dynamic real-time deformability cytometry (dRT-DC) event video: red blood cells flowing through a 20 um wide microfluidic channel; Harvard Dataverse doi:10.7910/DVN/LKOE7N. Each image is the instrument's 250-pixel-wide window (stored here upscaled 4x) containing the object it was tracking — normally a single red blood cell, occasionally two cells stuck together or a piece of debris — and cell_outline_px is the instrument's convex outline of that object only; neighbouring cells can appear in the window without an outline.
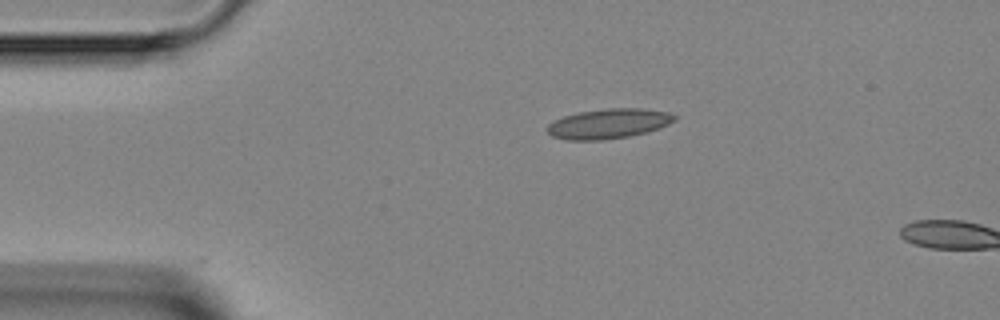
{"species": "Egyptian fruit bat (a non-hibernating species)", "species_latin": "Rousettus aegyptiacus", "temperature_condition": "room temperature", "stored_images_in_passage": 2, "camera_frame_rate_fps": 3000, "um_per_image_px": 0.085, "animal": {"sex": "female"}, "frame": {"image": 1, "passage_image": 1, "time_ms": 0.0, "image_size_px": [1000, 320], "cell_outline_px": [[676, 120], [660, 128], [648, 132], [628, 136], [600, 140], [564, 140], [552, 136], [544, 128], [548, 124], [564, 116], [580, 112], [608, 108], [644, 108], [668, 112], [676, 116]], "centroid_in_image_um": [51.73, 10.51], "position_along_channel_um": 33.3, "area_um2": 22.2}}